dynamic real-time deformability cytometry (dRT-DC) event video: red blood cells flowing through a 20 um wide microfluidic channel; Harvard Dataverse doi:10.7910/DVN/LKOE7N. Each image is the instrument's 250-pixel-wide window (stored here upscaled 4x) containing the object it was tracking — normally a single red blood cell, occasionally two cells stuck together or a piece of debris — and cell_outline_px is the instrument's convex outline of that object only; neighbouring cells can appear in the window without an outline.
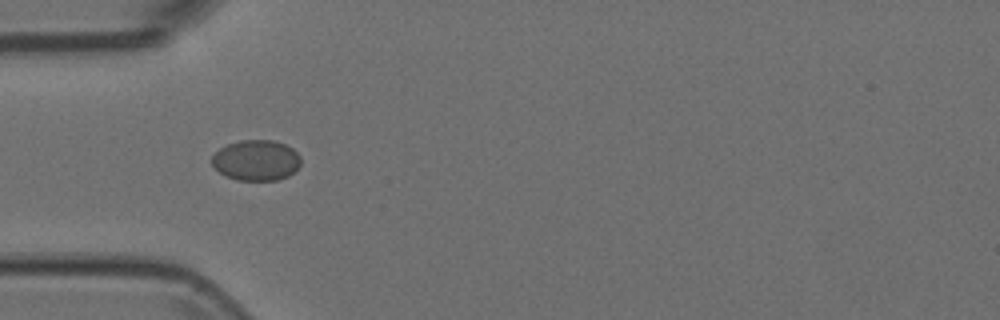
{"species": "Egyptian fruit bat (a non-hibernating species)", "species_latin": "Rousettus aegyptiacus", "temperature_condition": "room temperature", "stored_images_in_passage": 38, "camera_frame_rate_fps": 3000, "um_per_image_px": 0.085, "animal": {"sex": "female"}, "frame": {"image": 1, "passage_image": 1, "time_ms": 0.0, "image_size_px": [1000, 320], "cell_outline_px": [[300, 164], [288, 176], [276, 180], [236, 180], [224, 176], [212, 164], [212, 156], [220, 148], [228, 144], [240, 140], [272, 140], [284, 144], [292, 148], [300, 156]], "centroid_in_image_um": [21.76, 13.62], "position_along_channel_um": 63.2, "area_um2": 20.92}}
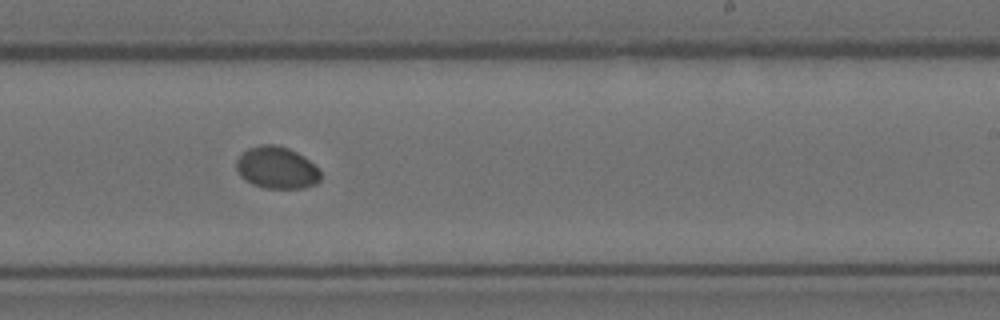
{"frame": {"image": 2, "passage_image": 17, "time_ms": 5.333, "image_size_px": [1000, 320], "cell_outline_px": [[320, 180], [316, 184], [304, 188], [264, 188], [252, 184], [244, 180], [240, 176], [236, 168], [236, 160], [248, 148], [260, 144], [276, 144], [288, 148], [304, 156], [320, 168]], "centroid_in_image_um": [23.53, 14.26], "position_along_channel_um": 265.5, "area_um2": 20.87}}
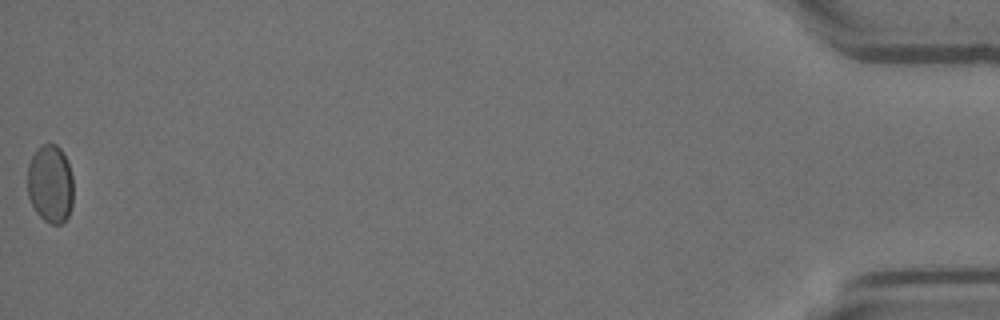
{"frame": {"image": 3, "passage_image": 38, "time_ms": 12.333, "image_size_px": [1000, 320], "cell_outline_px": [[72, 204], [68, 216], [60, 224], [52, 224], [44, 220], [36, 212], [28, 196], [28, 164], [32, 156], [44, 144], [56, 144], [60, 148], [68, 164], [72, 176]], "centroid_in_image_um": [4.27, 15.65], "position_along_channel_um": 430.9, "area_um2": 20.58}}